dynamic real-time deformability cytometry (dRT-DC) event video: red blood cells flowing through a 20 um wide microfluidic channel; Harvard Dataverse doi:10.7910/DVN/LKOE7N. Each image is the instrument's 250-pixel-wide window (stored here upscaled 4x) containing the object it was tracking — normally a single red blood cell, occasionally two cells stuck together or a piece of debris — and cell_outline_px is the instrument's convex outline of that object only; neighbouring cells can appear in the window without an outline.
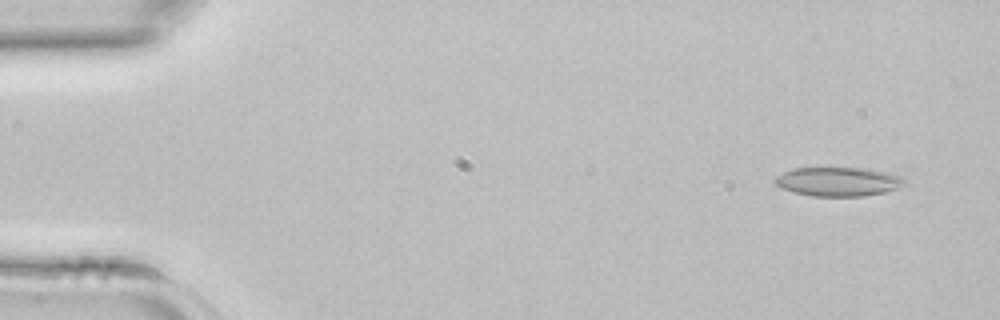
{"species": "common noctule bat (a hibernating species)", "species_latin": "Nyctalus noctula", "temperature_condition": "room temperature", "stored_images_in_passage": 42, "camera_frame_rate_fps": 3000, "um_per_image_px": 0.085, "animal": {"sex": "female", "body_mass_g": 22.7, "forearm_length_mm": 54.2}, "frame": {"image": 1, "passage_image": 3, "time_ms": 0.667, "image_size_px": [1000, 320], "cell_outline_px": [[908, 184], [884, 192], [864, 196], [812, 196], [780, 188], [772, 180], [776, 176], [792, 168], [868, 168], [900, 176], [908, 180]], "centroid_in_image_um": [71.26, 15.43], "position_along_channel_um": 13.7, "area_um2": 21.96}}
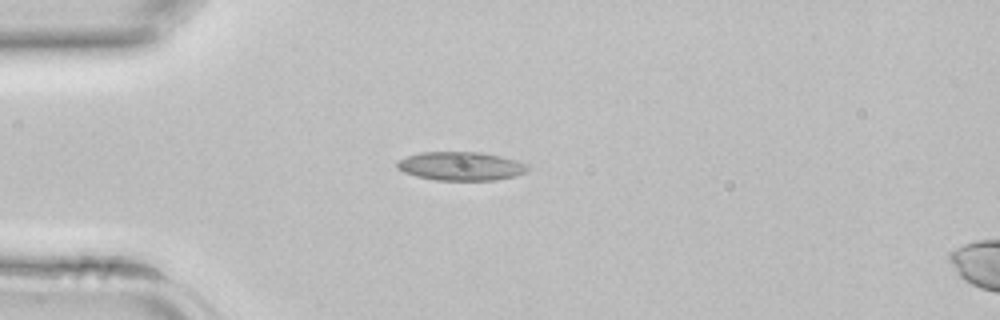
{"frame": {"image": 2, "passage_image": 11, "time_ms": 3.333, "image_size_px": [1000, 320], "cell_outline_px": [[528, 168], [524, 172], [516, 176], [496, 180], [436, 180], [416, 176], [404, 172], [396, 168], [396, 160], [408, 156], [424, 152], [480, 152], [500, 156], [516, 160], [528, 164]], "centroid_in_image_um": [39.16, 14.12], "position_along_channel_um": 45.8, "area_um2": 21.79}}
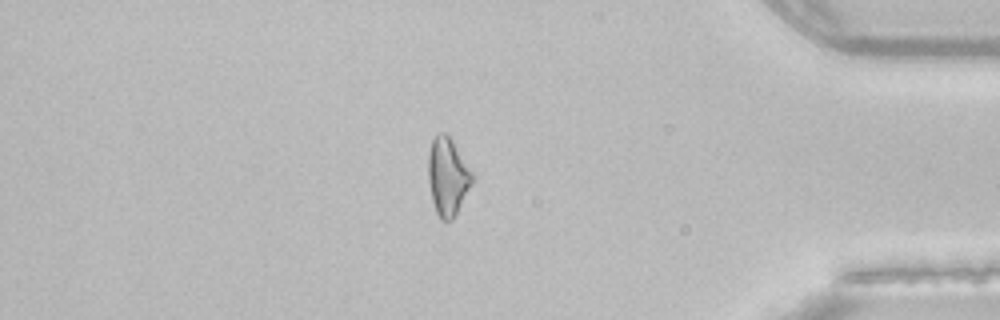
{"frame": {"image": 3, "passage_image": 36, "time_ms": 11.667, "image_size_px": [1000, 320], "cell_outline_px": [[476, 176], [472, 184], [452, 220], [440, 220], [436, 212], [432, 200], [428, 184], [428, 152], [432, 140], [440, 132], [444, 132], [452, 140]], "centroid_in_image_um": [38.06, 15.0], "position_along_channel_um": 397.1, "area_um2": 20.06}}